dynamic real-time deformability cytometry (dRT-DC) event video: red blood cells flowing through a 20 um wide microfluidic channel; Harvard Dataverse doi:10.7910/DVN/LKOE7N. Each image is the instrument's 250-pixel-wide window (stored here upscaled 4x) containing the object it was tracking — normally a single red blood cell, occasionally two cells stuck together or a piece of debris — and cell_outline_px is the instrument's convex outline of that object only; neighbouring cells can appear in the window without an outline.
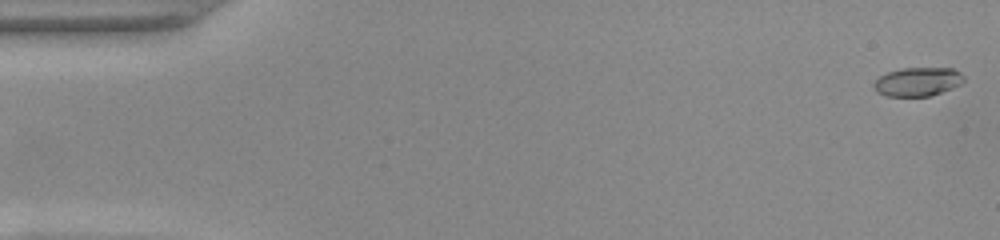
{"species": "common noctule bat (a hibernating species)", "species_latin": "Nyctalus noctula", "temperature_condition": "warm", "stored_images_in_passage": 52, "camera_frame_rate_fps": 3000, "um_per_image_px": 0.085, "animal": {"sex": "female", "body_mass_g": 22.0, "forearm_length_mm": 56.7}, "frame": {"image": 1, "passage_image": 1, "time_ms": 0.0, "image_size_px": [1000, 240], "cell_outline_px": [[964, 80], [960, 84], [952, 88], [928, 96], [888, 96], [876, 92], [872, 88], [872, 84], [880, 76], [888, 72], [900, 68], [952, 68], [960, 72], [964, 76]], "centroid_in_image_um": [77.97, 6.94], "position_along_channel_um": 7.0, "area_um2": 15.09}}
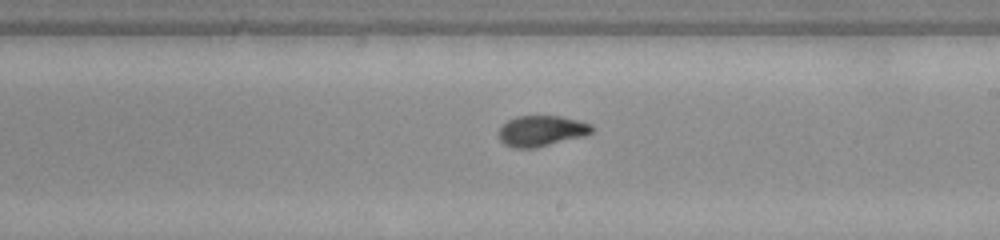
{"frame": {"image": 2, "passage_image": 30, "time_ms": 9.667, "image_size_px": [1000, 240], "cell_outline_px": [[592, 132], [584, 136], [536, 148], [516, 148], [504, 144], [500, 140], [500, 128], [508, 120], [516, 116], [560, 116], [592, 124]], "centroid_in_image_um": [46.03, 11.13], "position_along_channel_um": 243.0, "area_um2": 16.53}}
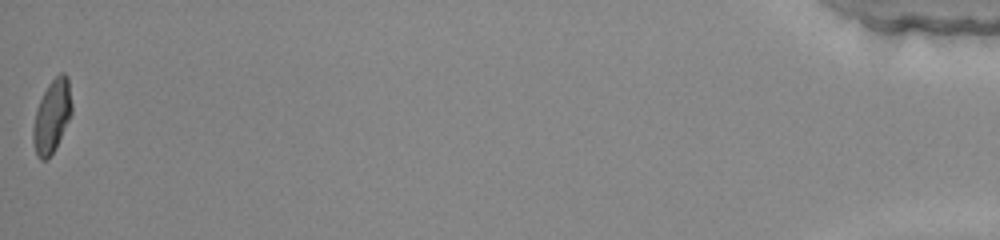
{"frame": {"image": 3, "passage_image": 52, "time_ms": 17.0, "image_size_px": [1000, 240], "cell_outline_px": [[72, 112], [48, 160], [40, 160], [36, 156], [32, 140], [32, 128], [36, 112], [40, 100], [48, 84], [60, 72], [64, 72], [68, 76], [72, 104]], "centroid_in_image_um": [4.4, 9.87], "position_along_channel_um": 430.8, "area_um2": 16.24}, "authors_computed_cell_mechanics": {"area_um2": 16.2129, "velocity_mm_per_s": 3.9531, "shape_relaxation_time_tau1_ms": 5.5763, "shape_relaxation_time_tau2_ms": 1.4583, "deformation_change_tau1": 0.2087, "deformation_change_tau2": 0.0667}}